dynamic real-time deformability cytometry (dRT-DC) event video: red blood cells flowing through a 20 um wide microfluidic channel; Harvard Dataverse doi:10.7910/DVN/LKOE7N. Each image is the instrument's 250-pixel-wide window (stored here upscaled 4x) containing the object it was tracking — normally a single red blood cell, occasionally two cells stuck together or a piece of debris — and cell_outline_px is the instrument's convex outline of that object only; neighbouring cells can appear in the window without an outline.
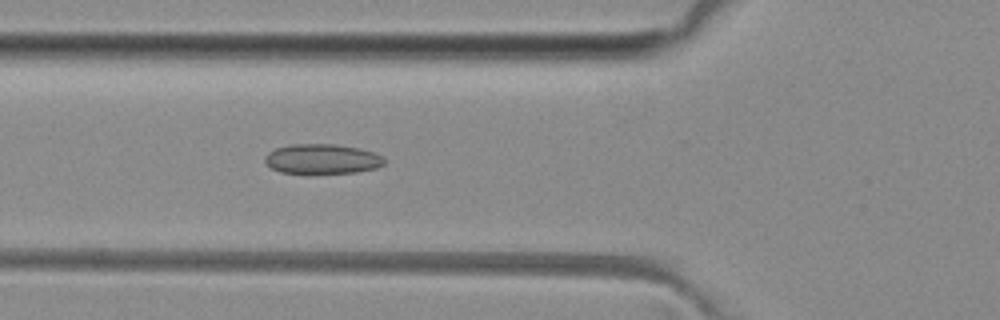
{"species": "common noctule bat (a hibernating species)", "species_latin": "Nyctalus noctula", "temperature_condition": "room temperature", "stored_images_in_passage": 39, "camera_frame_rate_fps": 3000, "um_per_image_px": 0.085, "animal": {"sex": "female", "body_mass_g": 29.2, "forearm_length_mm": 56.3}, "frame": {"image": 1, "passage_image": 7, "time_ms": 2.0, "image_size_px": [1000, 320], "cell_outline_px": [[384, 164], [376, 168], [356, 172], [308, 176], [280, 172], [272, 168], [264, 160], [264, 156], [268, 152], [276, 148], [292, 144], [336, 144], [360, 148], [372, 152], [380, 156], [384, 160]], "centroid_in_image_um": [27.33, 13.55], "position_along_channel_um": 98.5, "area_um2": 21.44}}
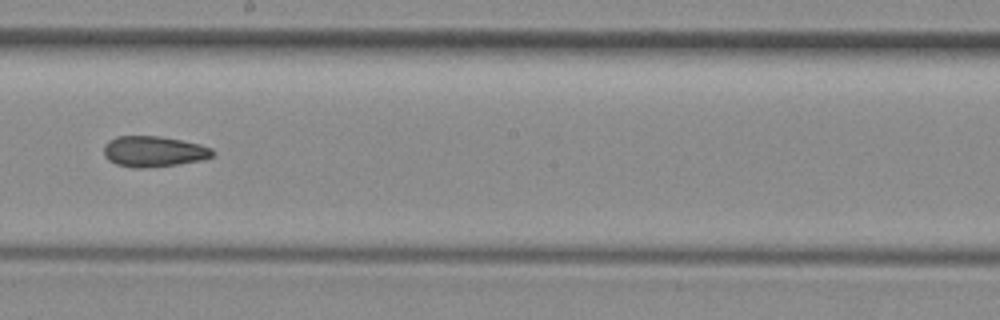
{"frame": {"image": 2, "passage_image": 17, "time_ms": 5.333, "image_size_px": [1000, 320], "cell_outline_px": [[216, 152], [212, 156], [200, 160], [176, 164], [144, 168], [136, 168], [116, 164], [108, 160], [104, 156], [104, 144], [108, 140], [116, 136], [160, 136], [200, 144], [212, 148]], "centroid_in_image_um": [13.03, 12.86], "position_along_channel_um": 235.2, "area_um2": 19.48}}
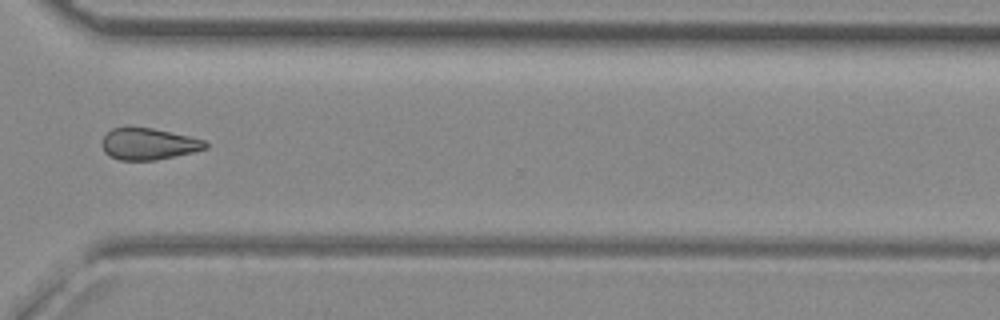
{"frame": {"image": 3, "passage_image": 26, "time_ms": 8.333, "image_size_px": [1000, 320], "cell_outline_px": [[208, 148], [192, 152], [156, 160], [120, 160], [104, 152], [100, 144], [104, 136], [112, 128], [152, 128], [188, 136], [204, 140], [208, 144]], "centroid_in_image_um": [12.61, 12.24], "position_along_channel_um": 358.0, "area_um2": 18.79}, "authors_computed_cell_mechanics": {"area_um2": 19.4786, "velocity_mm_per_s": 4.093, "shape_relaxation_time_tau1_ms": null, "shape_relaxation_time_tau2_ms": 4.9892, "deformation_change_tau1": null, "deformation_change_tau2": 0.129}}